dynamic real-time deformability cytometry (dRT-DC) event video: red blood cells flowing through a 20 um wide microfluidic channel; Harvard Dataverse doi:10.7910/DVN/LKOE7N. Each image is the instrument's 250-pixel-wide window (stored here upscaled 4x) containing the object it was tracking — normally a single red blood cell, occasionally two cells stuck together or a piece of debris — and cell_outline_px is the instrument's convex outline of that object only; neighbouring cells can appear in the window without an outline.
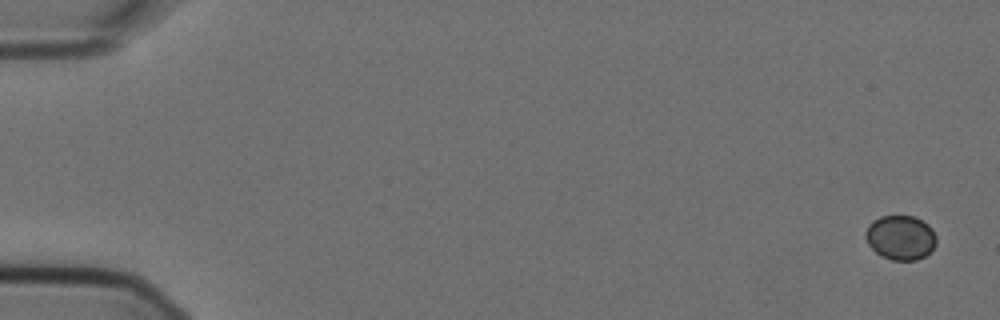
{"species": "Egyptian fruit bat (a non-hibernating species)", "species_latin": "Rousettus aegyptiacus", "temperature_condition": "cold", "stored_images_in_passage": 2, "segment_of_instrument_passage": [2, 2], "camera_frame_rate_fps": 3000, "um_per_image_px": 0.085, "animal": {"sex": "female"}, "frame": {"image": 1, "passage_image": 2, "time_ms": 0.333, "image_size_px": [1000, 320], "cell_outline_px": [[936, 244], [924, 256], [916, 260], [892, 260], [880, 256], [868, 244], [864, 236], [868, 224], [872, 220], [880, 216], [912, 216], [928, 224], [932, 228], [936, 236]], "centroid_in_image_um": [76.52, 20.19], "position_along_channel_um": 8.5, "area_um2": 18.38}}